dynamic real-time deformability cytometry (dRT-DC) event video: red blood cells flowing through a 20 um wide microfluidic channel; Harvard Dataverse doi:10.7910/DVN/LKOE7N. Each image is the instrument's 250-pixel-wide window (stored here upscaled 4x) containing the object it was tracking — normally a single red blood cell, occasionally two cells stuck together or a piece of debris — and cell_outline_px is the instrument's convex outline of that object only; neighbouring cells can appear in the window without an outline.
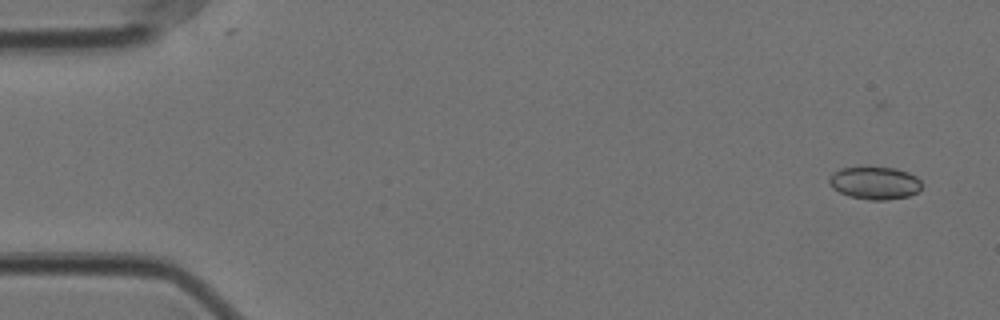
{"species": "Egyptian fruit bat (a non-hibernating species)", "species_latin": "Rousettus aegyptiacus", "temperature_condition": "cold", "stored_images_in_passage": 59, "camera_frame_rate_fps": 3000, "um_per_image_px": 0.085, "animal": {"sex": "female"}, "frame": {"image": 1, "passage_image": 5, "time_ms": 1.333, "image_size_px": [1000, 320], "cell_outline_px": [[920, 188], [916, 192], [908, 196], [884, 200], [868, 200], [848, 196], [832, 188], [828, 180], [832, 172], [840, 168], [896, 168], [908, 172], [916, 176], [920, 180]], "centroid_in_image_um": [74.32, 15.56], "position_along_channel_um": 10.7, "area_um2": 17.46}}
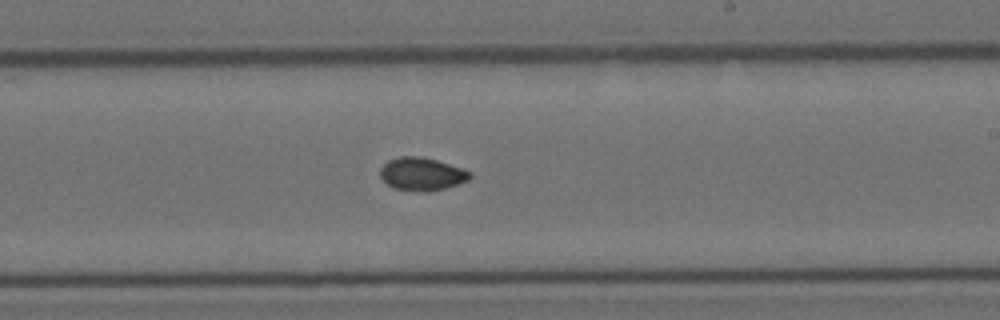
{"frame": {"image": 2, "passage_image": 36, "time_ms": 11.667, "image_size_px": [1000, 320], "cell_outline_px": [[472, 176], [468, 180], [444, 188], [424, 192], [392, 188], [380, 176], [380, 168], [388, 160], [400, 156], [420, 156], [436, 160], [472, 172]], "centroid_in_image_um": [35.83, 14.78], "position_along_channel_um": 253.2, "area_um2": 17.05}}
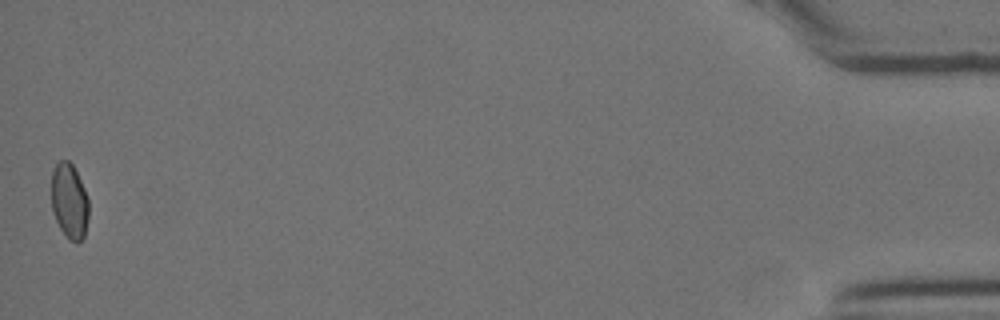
{"frame": {"image": 3, "passage_image": 59, "time_ms": 19.333, "image_size_px": [1000, 320], "cell_outline_px": [[88, 220], [84, 236], [76, 244], [68, 240], [60, 228], [52, 212], [52, 172], [56, 164], [60, 160], [68, 160], [72, 164], [88, 196]], "centroid_in_image_um": [5.9, 17.12], "position_along_channel_um": 429.3, "area_um2": 16.42}, "authors_computed_cell_mechanics": {"area_um2": 16.9932, "velocity_mm_per_s": 3.5465, "shape_relaxation_time_tau1_ms": null, "shape_relaxation_time_tau2_ms": 2.5421, "deformation_change_tau1": null, "deformation_change_tau2": 0.046}}